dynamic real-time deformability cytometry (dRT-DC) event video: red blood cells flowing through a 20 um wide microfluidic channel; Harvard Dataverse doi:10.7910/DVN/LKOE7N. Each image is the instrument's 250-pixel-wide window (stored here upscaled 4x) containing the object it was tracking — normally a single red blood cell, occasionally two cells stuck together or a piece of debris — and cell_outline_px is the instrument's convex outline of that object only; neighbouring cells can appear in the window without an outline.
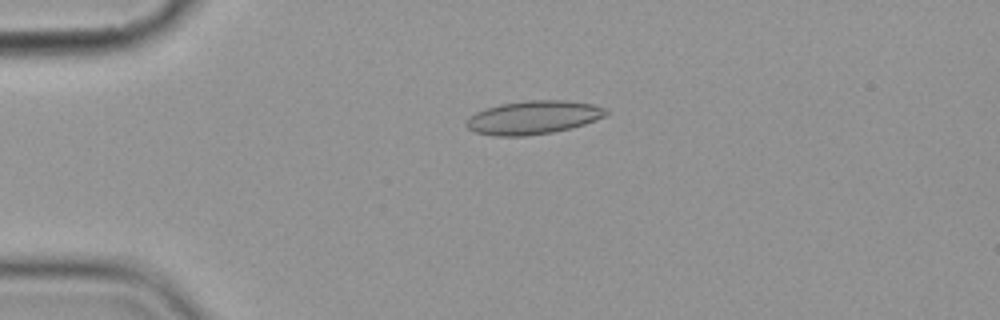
{"species": "common noctule bat (a hibernating species)", "species_latin": "Nyctalus noctula", "temperature_condition": "cold", "stored_images_in_passage": 5, "camera_frame_rate_fps": 3000, "um_per_image_px": 0.085, "animal": {"sex": "female", "body_mass_g": 19.9}, "frame": {"image": 1, "passage_image": 4, "time_ms": 3.667, "image_size_px": [1000, 320], "cell_outline_px": [[608, 112], [604, 116], [584, 124], [572, 128], [552, 132], [524, 136], [496, 136], [476, 132], [468, 128], [464, 124], [468, 116], [476, 112], [500, 104], [524, 100], [564, 100], [592, 104], [604, 108]], "centroid_in_image_um": [45.29, 9.98], "position_along_channel_um": 39.7, "area_um2": 27.11}}